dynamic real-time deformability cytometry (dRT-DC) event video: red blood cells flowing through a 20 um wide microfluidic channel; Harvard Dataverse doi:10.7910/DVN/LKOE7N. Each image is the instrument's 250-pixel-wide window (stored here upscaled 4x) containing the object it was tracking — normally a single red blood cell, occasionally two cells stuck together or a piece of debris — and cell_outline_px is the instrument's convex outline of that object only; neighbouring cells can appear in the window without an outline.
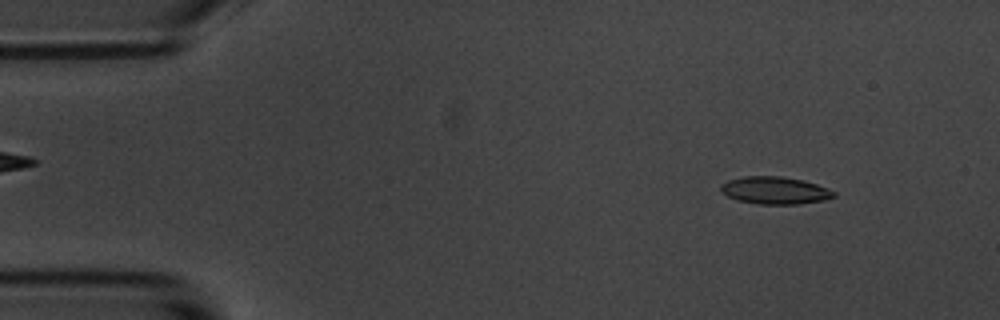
{"species": "common noctule bat (a hibernating species)", "species_latin": "Nyctalus noctula", "temperature_condition": "room temperature", "stored_images_in_passage": 5, "camera_frame_rate_fps": 3000, "um_per_image_px": 0.085, "animal": {"sex": "male", "body_mass_g": 20.1, "forearm_length_mm": 53.5}, "frame": {"image": 1, "passage_image": 1, "time_ms": 0.0, "image_size_px": [1000, 320], "cell_outline_px": [[836, 196], [824, 200], [800, 204], [756, 204], [736, 200], [720, 192], [720, 184], [728, 180], [744, 176], [780, 176], [804, 180], [828, 188], [836, 192]], "centroid_in_image_um": [65.85, 16.18], "position_along_channel_um": 19.1, "area_um2": 18.26}}
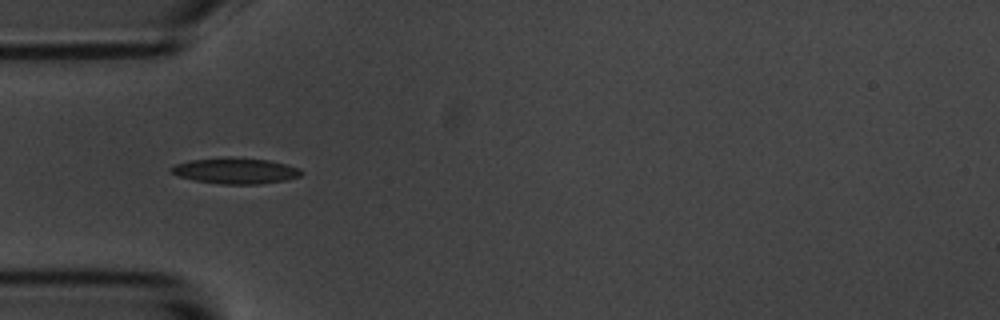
{"frame": {"image": 2, "passage_image": 4, "time_ms": 3.667, "image_size_px": [1000, 320], "cell_outline_px": [[304, 172], [300, 176], [284, 180], [260, 184], [220, 184], [192, 180], [176, 176], [168, 172], [168, 168], [176, 164], [188, 160], [228, 156], [232, 156], [268, 160], [300, 168]], "centroid_in_image_um": [19.93, 14.51], "position_along_channel_um": 65.1, "area_um2": 20.06}}
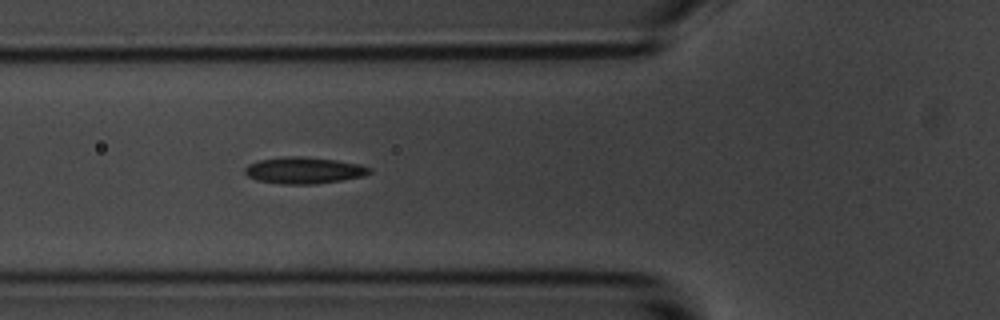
{"frame": {"image": 3, "passage_image": 5, "time_ms": 4.667, "image_size_px": [1000, 320], "cell_outline_px": [[372, 172], [364, 176], [316, 184], [280, 184], [256, 180], [248, 176], [244, 172], [244, 168], [248, 164], [260, 160], [288, 156], [304, 156], [336, 160], [360, 164], [372, 168]], "centroid_in_image_um": [25.84, 14.48], "position_along_channel_um": 100.0, "area_um2": 19.36}}